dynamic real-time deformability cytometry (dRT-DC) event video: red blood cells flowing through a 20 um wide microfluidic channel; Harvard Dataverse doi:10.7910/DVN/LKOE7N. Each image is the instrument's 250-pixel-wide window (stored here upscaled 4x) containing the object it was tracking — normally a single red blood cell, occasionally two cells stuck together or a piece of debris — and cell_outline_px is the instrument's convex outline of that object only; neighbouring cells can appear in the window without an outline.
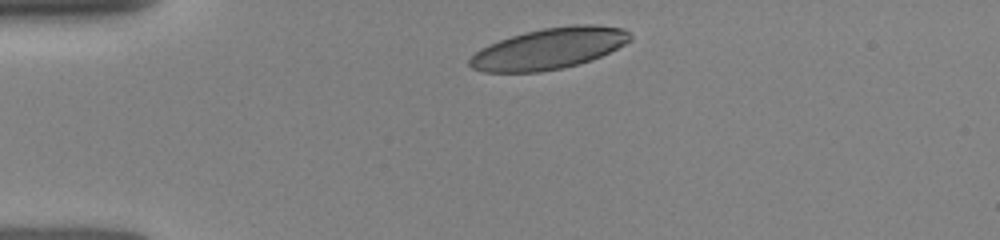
{"species": "human", "species_latin": "Homo sapiens", "temperature_condition": "room temperature", "stored_images_in_passage": 5, "camera_frame_rate_fps": 3000, "um_per_image_px": 0.085, "donor": {"sex": "female"}, "frame": {"image": 1, "passage_image": 1, "time_ms": 0.0, "image_size_px": [1000, 240], "cell_outline_px": [[632, 40], [592, 60], [560, 68], [540, 72], [484, 72], [472, 68], [468, 64], [468, 60], [480, 48], [488, 44], [524, 32], [544, 28], [572, 24], [592, 24], [624, 28], [632, 36]], "centroid_in_image_um": [46.66, 4.12], "position_along_channel_um": 38.3, "area_um2": 38.32}}
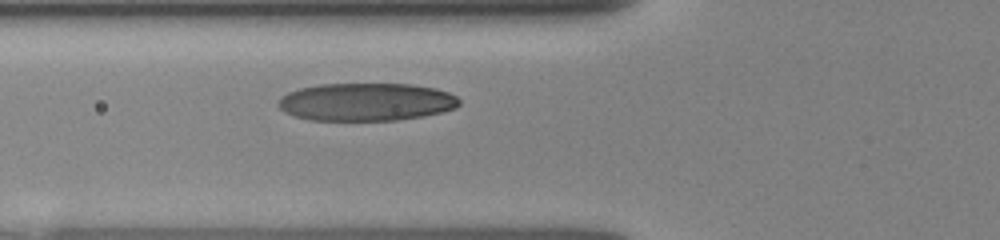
{"frame": {"image": 2, "passage_image": 5, "time_ms": 2.333, "image_size_px": [1000, 240], "cell_outline_px": [[460, 104], [456, 108], [424, 116], [396, 120], [308, 120], [284, 112], [276, 104], [280, 96], [288, 92], [300, 88], [320, 84], [412, 84], [436, 88], [448, 92], [456, 96], [460, 100]], "centroid_in_image_um": [31.12, 8.66], "position_along_channel_um": 94.7, "area_um2": 40.11}}